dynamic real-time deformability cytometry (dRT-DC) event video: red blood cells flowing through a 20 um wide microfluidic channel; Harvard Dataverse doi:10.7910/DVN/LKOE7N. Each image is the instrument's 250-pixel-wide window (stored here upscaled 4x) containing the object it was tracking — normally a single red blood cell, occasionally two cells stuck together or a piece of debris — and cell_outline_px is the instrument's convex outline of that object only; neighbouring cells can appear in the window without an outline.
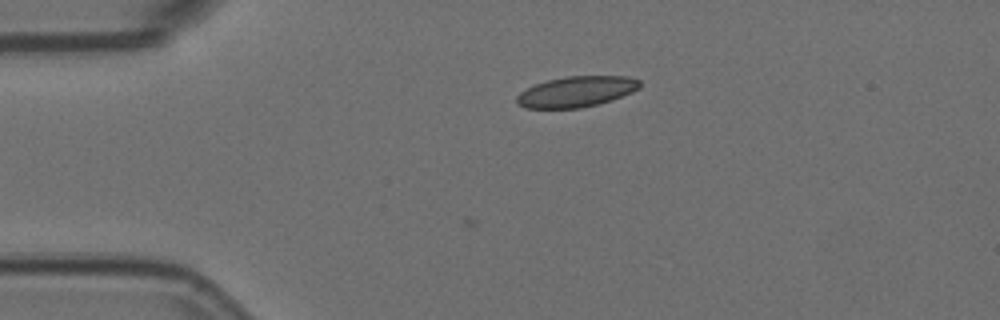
{"species": "Egyptian fruit bat (a non-hibernating species)", "species_latin": "Rousettus aegyptiacus", "temperature_condition": "room temperature", "stored_images_in_passage": 6, "camera_frame_rate_fps": 3000, "um_per_image_px": 0.085, "animal": {"sex": "female"}, "frame": {"image": 1, "passage_image": 6, "time_ms": 1.667, "image_size_px": [1000, 320], "cell_outline_px": [[640, 88], [632, 92], [612, 100], [580, 108], [524, 108], [516, 104], [516, 96], [520, 92], [536, 84], [548, 80], [568, 76], [628, 76], [640, 80]], "centroid_in_image_um": [48.99, 7.79], "position_along_channel_um": 36.0, "area_um2": 21.96}}